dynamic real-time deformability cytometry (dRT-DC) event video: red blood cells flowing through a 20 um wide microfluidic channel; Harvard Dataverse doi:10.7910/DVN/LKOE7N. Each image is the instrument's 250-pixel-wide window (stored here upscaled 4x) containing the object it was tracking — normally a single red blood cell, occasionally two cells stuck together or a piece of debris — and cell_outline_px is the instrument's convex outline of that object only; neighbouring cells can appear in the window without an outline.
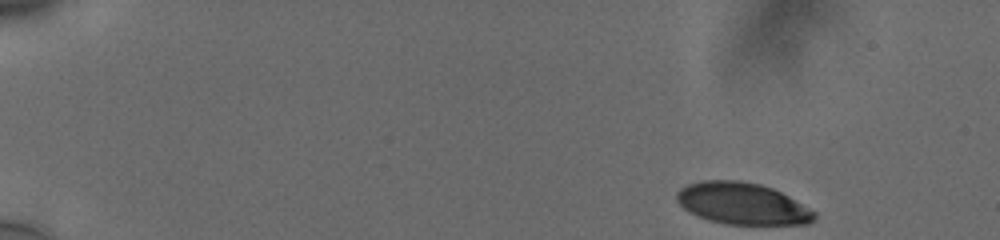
{"species": "human", "species_latin": "Homo sapiens", "temperature_condition": "cold", "stored_images_in_passage": 51, "camera_frame_rate_fps": 3000, "um_per_image_px": 0.085, "donor": {"sex": "male"}, "frame": {"image": 1, "passage_image": 1, "time_ms": 0.0, "image_size_px": [1000, 240], "cell_outline_px": [[812, 220], [796, 224], [732, 224], [712, 220], [700, 216], [692, 212], [680, 204], [676, 196], [684, 188], [692, 184], [712, 180], [728, 180], [756, 184], [780, 192], [812, 212]], "centroid_in_image_um": [63.05, 17.31], "position_along_channel_um": 21.9, "area_um2": 31.33}}
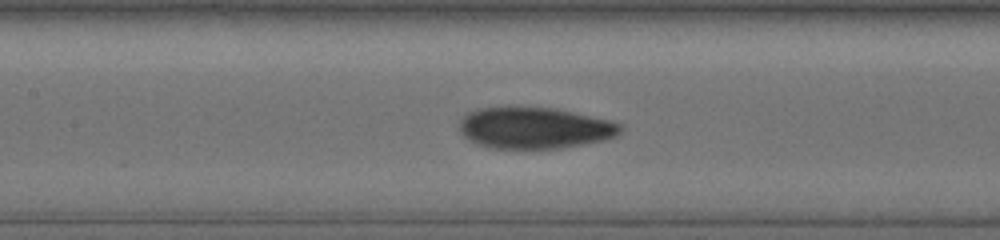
{"frame": {"image": 2, "passage_image": 23, "time_ms": 7.333, "image_size_px": [1000, 240], "cell_outline_px": [[620, 128], [616, 132], [608, 136], [596, 140], [572, 144], [544, 148], [512, 148], [488, 144], [476, 140], [468, 136], [464, 132], [464, 120], [472, 112], [488, 108], [540, 108], [564, 112], [600, 120], [616, 124]], "centroid_in_image_um": [45.39, 10.86], "position_along_channel_um": 162.0, "area_um2": 34.33}}
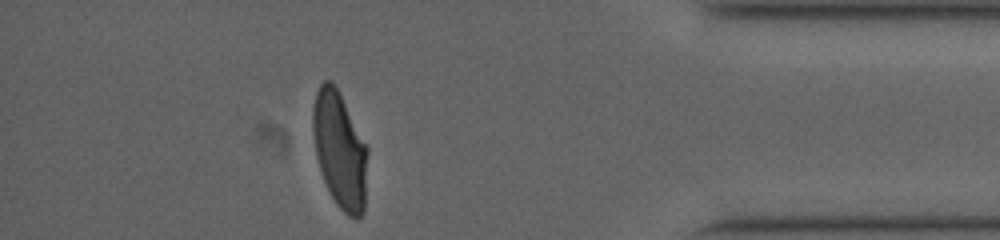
{"frame": {"image": 3, "passage_image": 45, "time_ms": 14.667, "image_size_px": [1000, 240], "cell_outline_px": [[368, 148], [364, 212], [360, 216], [348, 216], [340, 208], [332, 196], [324, 180], [320, 168], [316, 152], [312, 124], [312, 116], [316, 92], [320, 84], [324, 80], [328, 80], [336, 88]], "centroid_in_image_um": [28.89, 12.77], "position_along_channel_um": 406.3, "area_um2": 36.18}, "authors_computed_cell_mechanics": {"area_um2": 34.102, "velocity_mm_per_s": 3.7679, "shape_relaxation_time_tau1_ms": 4.5201, "shape_relaxation_time_tau2_ms": 1.4982, "deformation_change_tau1": 0.186, "deformation_change_tau2": 0.0727}}